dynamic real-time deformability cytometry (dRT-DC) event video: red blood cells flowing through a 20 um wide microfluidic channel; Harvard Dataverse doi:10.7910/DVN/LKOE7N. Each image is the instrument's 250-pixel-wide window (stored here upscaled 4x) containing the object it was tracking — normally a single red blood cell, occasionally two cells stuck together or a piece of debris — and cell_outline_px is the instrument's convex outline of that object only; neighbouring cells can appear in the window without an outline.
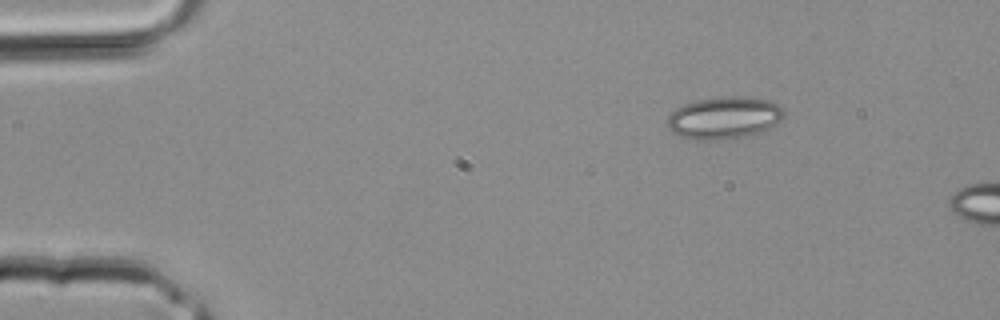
{"species": "common noctule bat (a hibernating species)", "species_latin": "Nyctalus noctula", "temperature_condition": "room temperature", "stored_images_in_passage": 3, "camera_frame_rate_fps": 3000, "um_per_image_px": 0.085, "animal": {"sex": "male", "body_mass_g": 20.4}, "frame": {"image": 1, "passage_image": 3, "time_ms": 0.667, "image_size_px": [1000, 320], "cell_outline_px": [[784, 116], [776, 124], [760, 132], [744, 136], [720, 140], [696, 140], [680, 136], [672, 132], [668, 128], [668, 116], [676, 108], [684, 104], [696, 100], [720, 96], [736, 96], [772, 100], [784, 108]], "centroid_in_image_um": [61.56, 10.0], "position_along_channel_um": 23.4, "area_um2": 28.84}}